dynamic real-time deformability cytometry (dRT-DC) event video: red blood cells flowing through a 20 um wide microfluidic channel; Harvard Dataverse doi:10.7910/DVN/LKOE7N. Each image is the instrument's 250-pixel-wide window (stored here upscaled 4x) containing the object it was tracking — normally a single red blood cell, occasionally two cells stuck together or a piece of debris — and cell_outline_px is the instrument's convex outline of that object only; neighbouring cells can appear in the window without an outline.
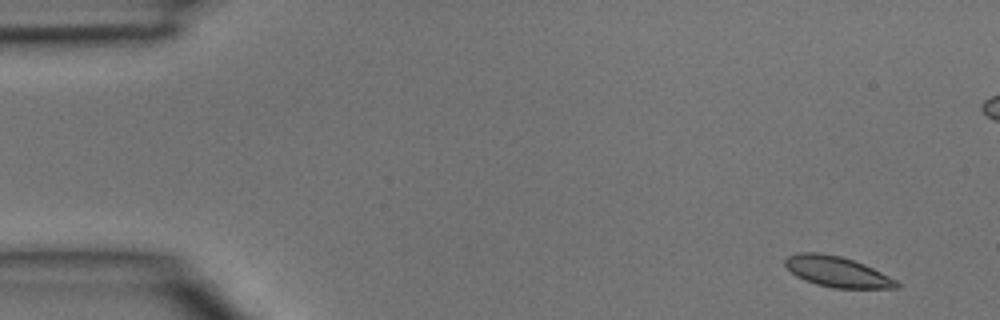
{"species": "common noctule bat (a hibernating species)", "species_latin": "Nyctalus noctula", "temperature_condition": "room temperature", "stored_images_in_passage": 5, "camera_frame_rate_fps": 3000, "um_per_image_px": 0.085, "animal": {"sex": "male", "body_mass_g": 15.6}, "frame": {"image": 1, "passage_image": 1, "time_ms": 0.0, "image_size_px": [1000, 320], "cell_outline_px": [[900, 288], [832, 288], [816, 284], [804, 280], [796, 276], [784, 264], [784, 260], [788, 256], [796, 252], [820, 252], [840, 256], [864, 264], [896, 280], [900, 284]], "centroid_in_image_um": [71.12, 23.09], "position_along_channel_um": 13.9, "area_um2": 19.83}}
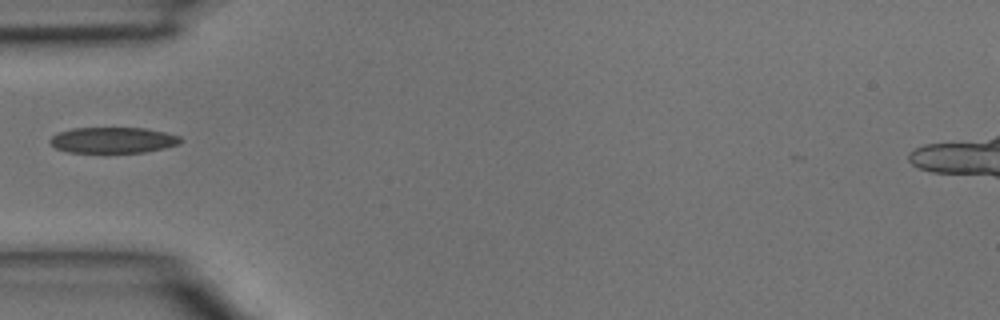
{"frame": {"image": 2, "passage_image": 5, "time_ms": 1.333, "image_size_px": [1000, 320], "cell_outline_px": [[184, 140], [180, 144], [164, 148], [144, 152], [68, 152], [56, 148], [48, 140], [56, 132], [72, 128], [144, 128], [164, 132], [180, 136]], "centroid_in_image_um": [9.61, 11.9], "position_along_channel_um": 75.4, "area_um2": 19.71}}